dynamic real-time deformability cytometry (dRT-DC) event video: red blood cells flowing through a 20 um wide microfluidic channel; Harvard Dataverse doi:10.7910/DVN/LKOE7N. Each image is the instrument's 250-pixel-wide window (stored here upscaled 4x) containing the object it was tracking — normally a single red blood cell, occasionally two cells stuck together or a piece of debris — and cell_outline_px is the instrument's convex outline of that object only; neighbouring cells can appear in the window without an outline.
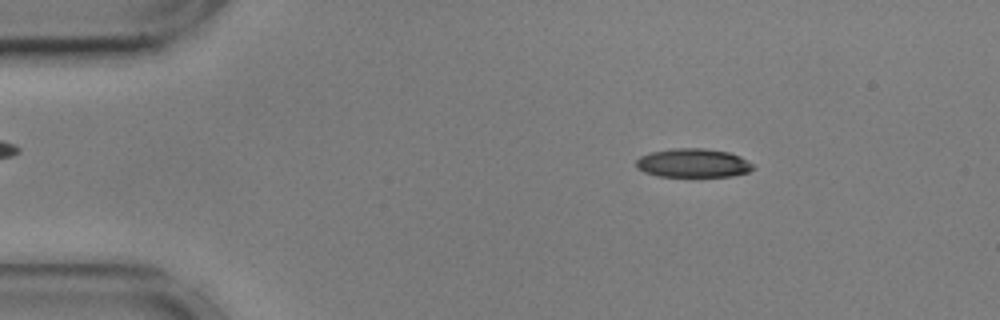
{"species": "common noctule bat (a hibernating species)", "species_latin": "Nyctalus noctula", "temperature_condition": "cold", "stored_images_in_passage": 55, "camera_frame_rate_fps": 3000, "um_per_image_px": 0.085, "animal": {"sex": "male", "body_mass_g": 17.9, "forearm_length_mm": 54.2}, "frame": {"image": 1, "passage_image": 8, "time_ms": 2.333, "image_size_px": [1000, 320], "cell_outline_px": [[756, 168], [748, 172], [732, 176], [656, 176], [644, 172], [636, 168], [636, 160], [640, 156], [648, 152], [676, 148], [704, 148], [728, 152], [740, 156], [756, 164]], "centroid_in_image_um": [58.93, 13.85], "position_along_channel_um": 26.1, "area_um2": 19.88}}
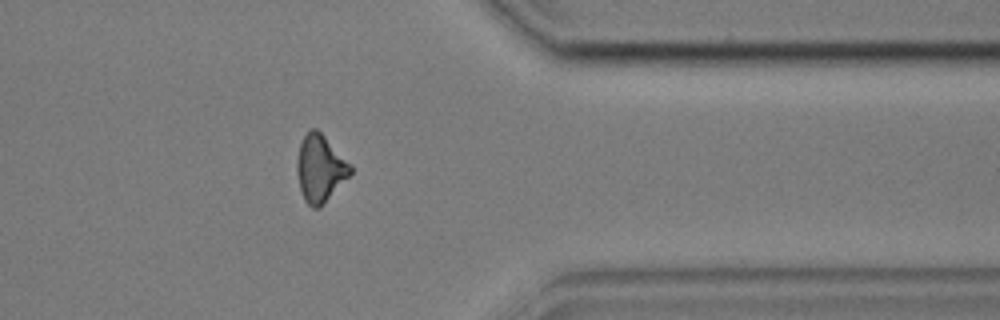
{"frame": {"image": 2, "passage_image": 44, "time_ms": 14.333, "image_size_px": [1000, 320], "cell_outline_px": [[352, 172], [320, 208], [312, 208], [304, 200], [300, 188], [296, 172], [296, 160], [300, 144], [304, 136], [312, 128], [316, 128], [352, 164]], "centroid_in_image_um": [27.2, 14.33], "position_along_channel_um": 384.2, "area_um2": 20.81}}
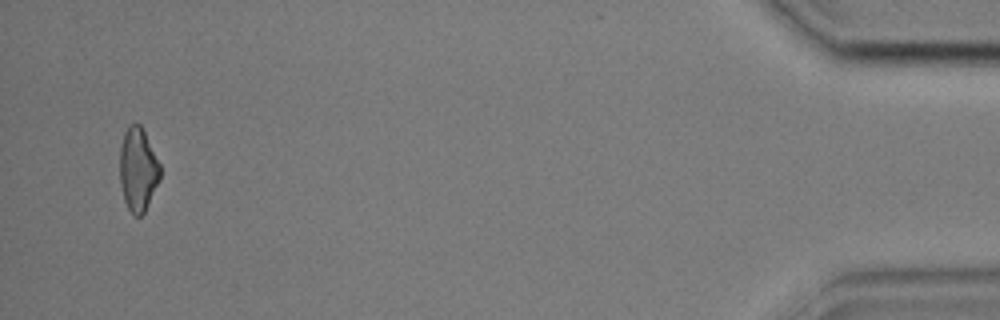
{"frame": {"image": 3, "passage_image": 53, "time_ms": 17.333, "image_size_px": [1000, 320], "cell_outline_px": [[160, 180], [144, 212], [140, 216], [136, 216], [128, 208], [124, 200], [120, 184], [120, 148], [124, 132], [128, 124], [140, 124], [160, 164]], "centroid_in_image_um": [11.72, 14.4], "position_along_channel_um": 423.5, "area_um2": 19.48}, "authors_computed_cell_mechanics": {"area_um2": 20.5768, "velocity_mm_per_s": 3.6022, "shape_relaxation_time_tau1_ms": 4.3589, "shape_relaxation_time_tau2_ms": null, "deformation_change_tau1": 0.1643, "deformation_change_tau2": null}}